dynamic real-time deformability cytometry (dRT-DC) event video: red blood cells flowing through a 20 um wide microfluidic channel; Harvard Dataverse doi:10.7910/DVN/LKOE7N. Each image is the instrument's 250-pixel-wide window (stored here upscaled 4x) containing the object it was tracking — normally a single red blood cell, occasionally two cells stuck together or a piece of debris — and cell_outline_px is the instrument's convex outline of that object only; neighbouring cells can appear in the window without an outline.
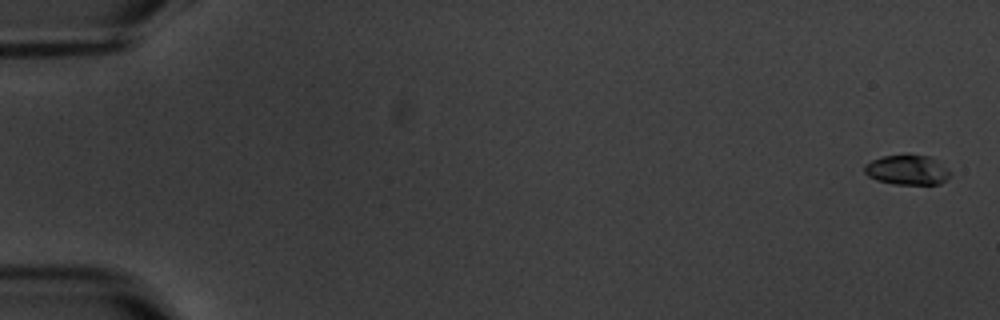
{"species": "common noctule bat (a hibernating species)", "species_latin": "Nyctalus noctula", "temperature_condition": "warm", "stored_images_in_passage": 7, "camera_frame_rate_fps": 3000, "um_per_image_px": 0.085, "animal": {"sex": "male", "body_mass_g": 20.1, "forearm_length_mm": 53.5}, "frame": {"image": 1, "passage_image": 1, "time_ms": 0.0, "image_size_px": [1000, 320], "cell_outline_px": [[952, 172], [940, 184], [892, 184], [876, 180], [868, 176], [864, 172], [864, 164], [872, 160], [884, 156], [908, 152], [928, 156], [948, 168]], "centroid_in_image_um": [77.09, 14.41], "position_along_channel_um": 7.9, "area_um2": 15.26}}
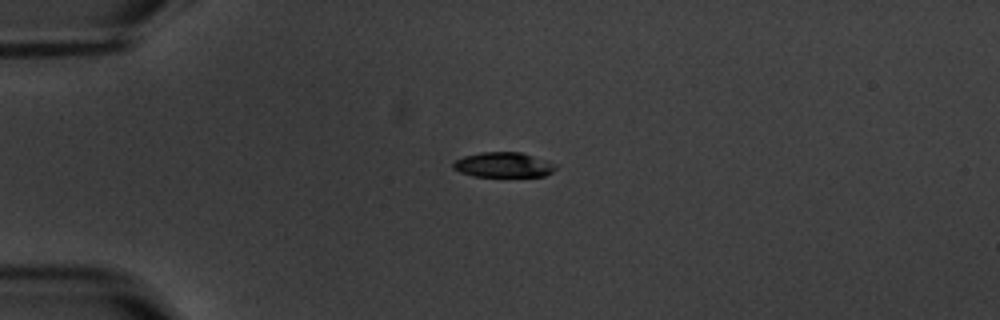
{"frame": {"image": 2, "passage_image": 5, "time_ms": 4.667, "image_size_px": [1000, 320], "cell_outline_px": [[556, 168], [552, 172], [544, 176], [472, 176], [460, 172], [452, 168], [452, 164], [456, 160], [464, 156], [480, 152], [520, 152], [548, 160], [556, 164]], "centroid_in_image_um": [42.79, 14.0], "position_along_channel_um": 42.2, "area_um2": 14.97}}